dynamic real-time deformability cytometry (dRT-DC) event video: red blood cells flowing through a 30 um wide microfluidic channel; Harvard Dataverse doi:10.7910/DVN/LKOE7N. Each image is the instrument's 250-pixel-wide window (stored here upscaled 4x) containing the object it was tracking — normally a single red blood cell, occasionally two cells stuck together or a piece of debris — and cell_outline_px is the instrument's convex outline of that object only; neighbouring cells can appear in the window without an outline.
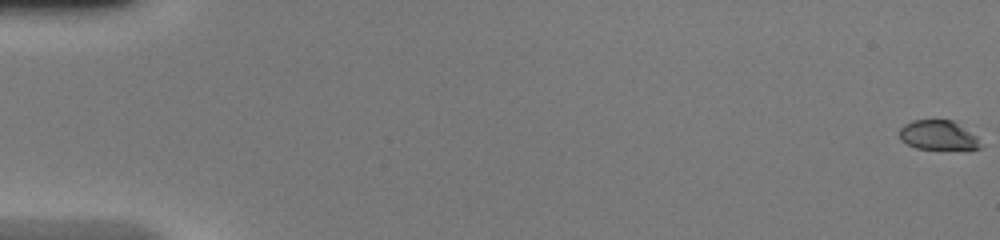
{"species": "common noctule bat (a hibernating species)", "species_latin": "Nyctalus noctula", "temperature_condition": "warm", "stored_images_in_passage": 50, "camera_frame_rate_fps": 3000, "um_per_image_px": 0.085, "animal": {"sex": "female", "body_mass_g": 20.0, "forearm_length_mm": 54.0}, "frame": {"image": 1, "passage_image": 1, "time_ms": 0.0, "image_size_px": [1000, 240], "cell_outline_px": [[984, 148], [968, 152], [964, 152], [916, 148], [900, 140], [900, 128], [904, 124], [912, 120], [952, 120], [976, 136], [984, 144]], "centroid_in_image_um": [79.85, 11.57], "position_along_channel_um": 5.1, "area_um2": 14.74}}
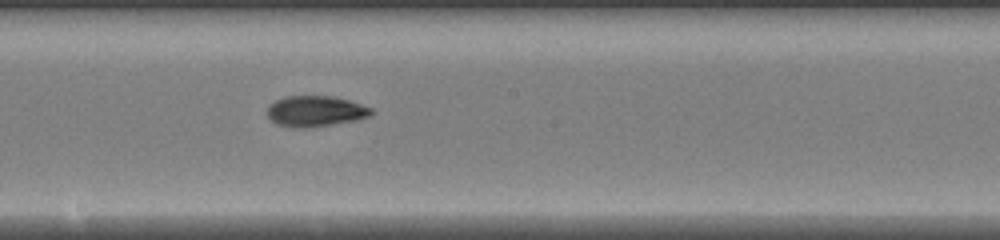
{"frame": {"image": 2, "passage_image": 29, "time_ms": 9.333, "image_size_px": [1000, 240], "cell_outline_px": [[372, 112], [368, 116], [360, 120], [308, 128], [296, 128], [276, 124], [268, 116], [268, 108], [276, 100], [284, 96], [332, 96], [348, 100], [372, 108]], "centroid_in_image_um": [26.82, 9.46], "position_along_channel_um": 221.4, "area_um2": 18.61}}
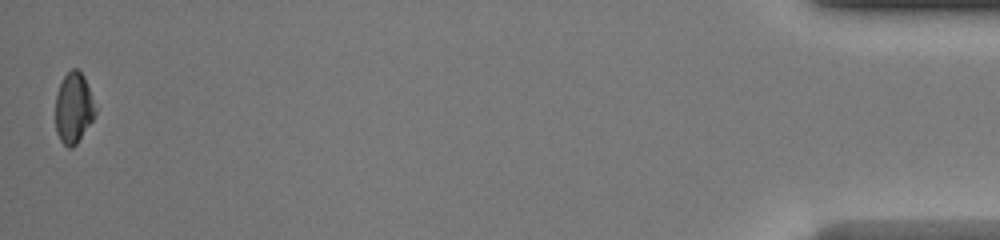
{"frame": {"image": 3, "passage_image": 50, "time_ms": 16.333, "image_size_px": [1000, 240], "cell_outline_px": [[96, 112], [92, 120], [76, 144], [72, 148], [68, 148], [60, 140], [56, 132], [56, 92], [64, 76], [72, 68], [76, 68], [84, 76], [96, 108]], "centroid_in_image_um": [6.24, 9.18], "position_along_channel_um": 429.0, "area_um2": 16.24}, "authors_computed_cell_mechanics": {"area_um2": 17.629, "velocity_mm_per_s": 4.2573, "shape_relaxation_time_tau1_ms": 4.2795, "shape_relaxation_time_tau2_ms": 2.1664, "deformation_change_tau1": 0.1884, "deformation_change_tau2": 0.0834}}